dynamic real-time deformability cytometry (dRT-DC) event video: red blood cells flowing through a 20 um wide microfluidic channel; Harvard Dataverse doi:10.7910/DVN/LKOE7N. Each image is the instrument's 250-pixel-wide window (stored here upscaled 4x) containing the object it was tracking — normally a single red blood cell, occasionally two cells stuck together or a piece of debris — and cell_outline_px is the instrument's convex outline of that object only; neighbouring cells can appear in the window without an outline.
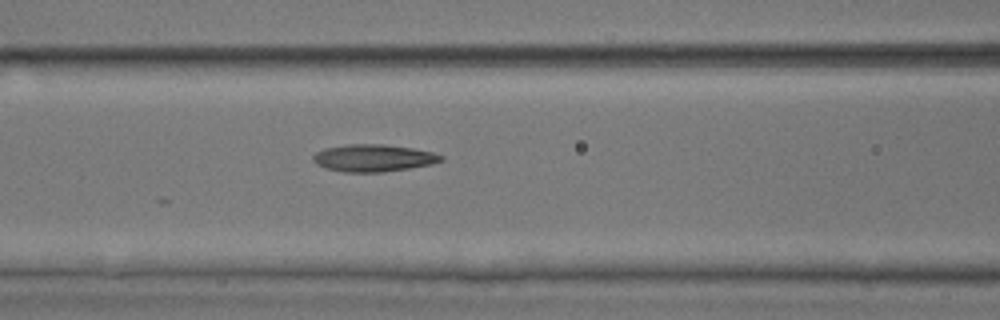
{"species": "common noctule bat (a hibernating species)", "species_latin": "Nyctalus noctula", "temperature_condition": "room temperature", "stored_images_in_passage": 23, "camera_frame_rate_fps": 3000, "um_per_image_px": 0.085, "animal": {"sex": "male", "body_mass_g": 17.9, "forearm_length_mm": 54.2}, "frame": {"image": 1, "passage_image": 23, "time_ms": 7.333, "image_size_px": [1000, 320], "cell_outline_px": [[444, 160], [432, 164], [384, 172], [344, 172], [324, 168], [316, 164], [312, 160], [312, 156], [316, 152], [324, 148], [348, 144], [384, 144], [412, 148], [432, 152], [444, 156]], "centroid_in_image_um": [31.72, 13.43], "position_along_channel_um": 134.9, "area_um2": 20.4}}